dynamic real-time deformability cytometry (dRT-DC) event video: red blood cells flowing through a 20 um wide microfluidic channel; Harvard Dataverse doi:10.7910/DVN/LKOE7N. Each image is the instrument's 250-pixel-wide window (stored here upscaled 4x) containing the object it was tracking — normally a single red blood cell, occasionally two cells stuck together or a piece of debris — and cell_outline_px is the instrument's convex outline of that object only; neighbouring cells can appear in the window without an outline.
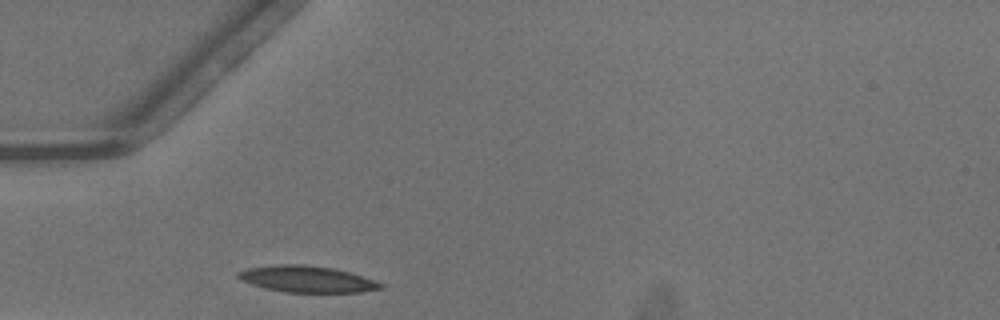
{"species": "common noctule bat (a hibernating species)", "species_latin": "Nyctalus noctula", "temperature_condition": "warm", "stored_images_in_passage": 22, "camera_frame_rate_fps": 3000, "um_per_image_px": 0.085, "animal": {"sex": "male", "body_mass_g": 13.3}, "frame": {"image": 1, "passage_image": 1, "time_ms": 0.0, "image_size_px": [1000, 320], "cell_outline_px": [[384, 288], [360, 292], [284, 292], [264, 288], [240, 280], [236, 276], [236, 272], [248, 268], [276, 264], [304, 264], [332, 268], [348, 272], [384, 284]], "centroid_in_image_um": [26.03, 23.72], "position_along_channel_um": 59.0, "area_um2": 21.85}}
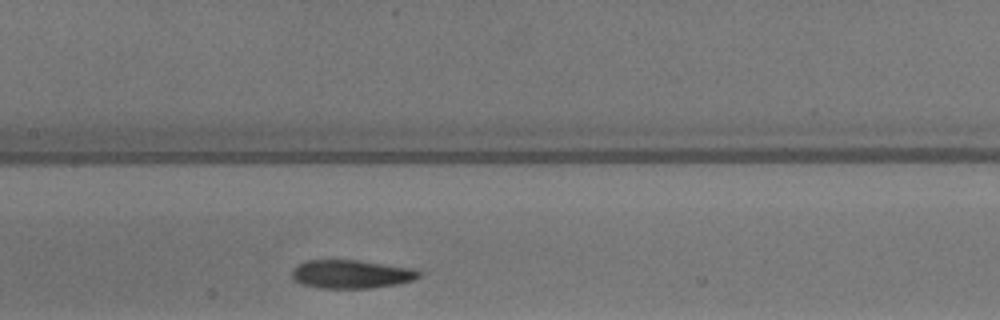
{"frame": {"image": 2, "passage_image": 10, "time_ms": 3.0, "image_size_px": [1000, 320], "cell_outline_px": [[420, 276], [412, 280], [396, 284], [372, 288], [316, 288], [300, 284], [292, 276], [292, 268], [296, 264], [308, 260], [356, 260], [416, 268], [420, 272]], "centroid_in_image_um": [29.83, 23.3], "position_along_channel_um": 177.6, "area_um2": 21.21}}
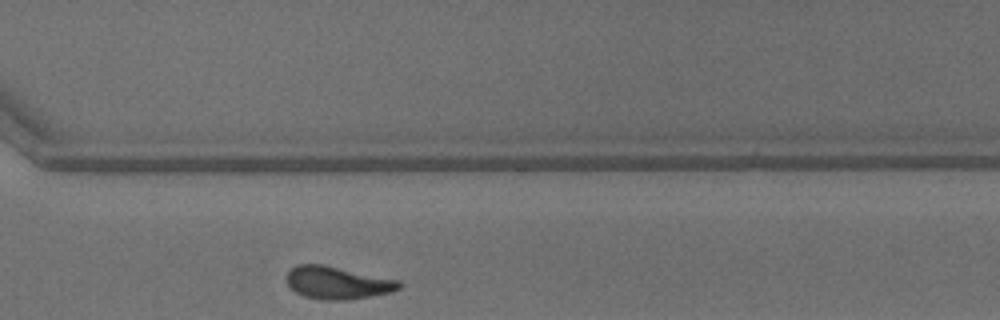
{"frame": {"image": 3, "passage_image": 22, "time_ms": 7.0, "image_size_px": [1000, 320], "cell_outline_px": [[404, 284], [400, 288], [388, 292], [348, 300], [324, 300], [304, 296], [296, 292], [288, 284], [288, 272], [296, 264], [324, 264], [400, 280]], "centroid_in_image_um": [28.71, 24.02], "position_along_channel_um": 341.9, "area_um2": 21.27}}